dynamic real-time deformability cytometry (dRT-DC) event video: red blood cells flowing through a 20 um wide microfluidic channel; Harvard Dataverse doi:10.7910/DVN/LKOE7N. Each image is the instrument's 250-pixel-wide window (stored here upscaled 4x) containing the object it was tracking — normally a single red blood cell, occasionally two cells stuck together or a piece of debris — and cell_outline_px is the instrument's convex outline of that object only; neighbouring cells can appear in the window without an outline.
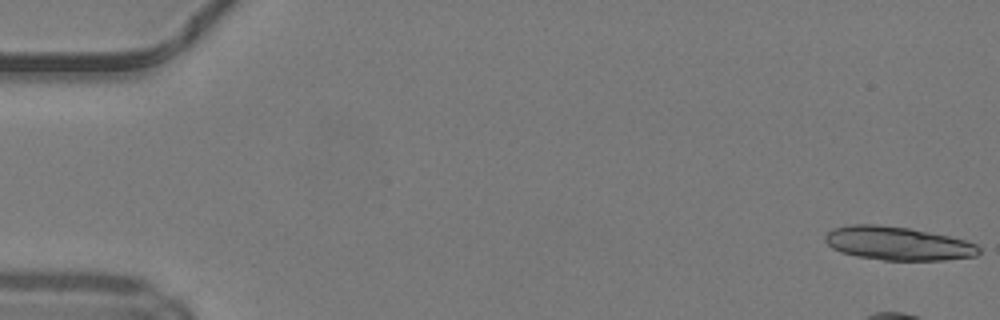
{"species": "common noctule bat (a hibernating species)", "species_latin": "Nyctalus noctula", "temperature_condition": "warm", "stored_images_in_passage": 3, "camera_frame_rate_fps": 3000, "um_per_image_px": 0.085, "animal": {"sex": "male", "body_mass_g": 19.2, "forearm_length_mm": 51.8}, "frame": {"image": 1, "passage_image": 1, "time_ms": 0.0, "image_size_px": [1000, 320], "cell_outline_px": [[980, 252], [976, 256], [944, 260], [884, 260], [856, 256], [840, 252], [832, 248], [824, 240], [824, 236], [832, 228], [852, 224], [876, 224], [908, 228], [948, 236], [964, 240], [976, 244], [980, 248]], "centroid_in_image_um": [76.28, 20.69], "position_along_channel_um": 8.7, "area_um2": 30.0}}